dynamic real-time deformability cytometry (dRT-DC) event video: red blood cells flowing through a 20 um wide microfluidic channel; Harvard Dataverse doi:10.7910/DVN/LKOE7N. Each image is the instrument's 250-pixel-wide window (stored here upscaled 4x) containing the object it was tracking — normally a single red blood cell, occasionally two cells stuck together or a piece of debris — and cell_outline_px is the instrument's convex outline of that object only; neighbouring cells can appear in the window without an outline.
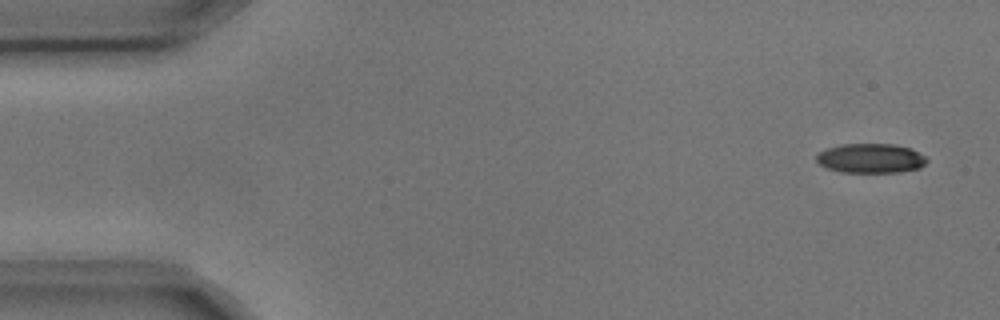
{"species": "common noctule bat (a hibernating species)", "species_latin": "Nyctalus noctula", "temperature_condition": "cold", "stored_images_in_passage": 5, "camera_frame_rate_fps": 3000, "um_per_image_px": 0.085, "animal": {"sex": "male", "body_mass_g": 17.9, "forearm_length_mm": 54.2}, "frame": {"image": 1, "passage_image": 1, "time_ms": 0.0, "image_size_px": [1000, 320], "cell_outline_px": [[928, 160], [920, 168], [900, 172], [840, 172], [828, 168], [820, 164], [816, 160], [816, 156], [820, 152], [828, 148], [844, 144], [892, 144], [912, 148], [928, 156]], "centroid_in_image_um": [74.07, 13.45], "position_along_channel_um": 10.9, "area_um2": 19.02}}
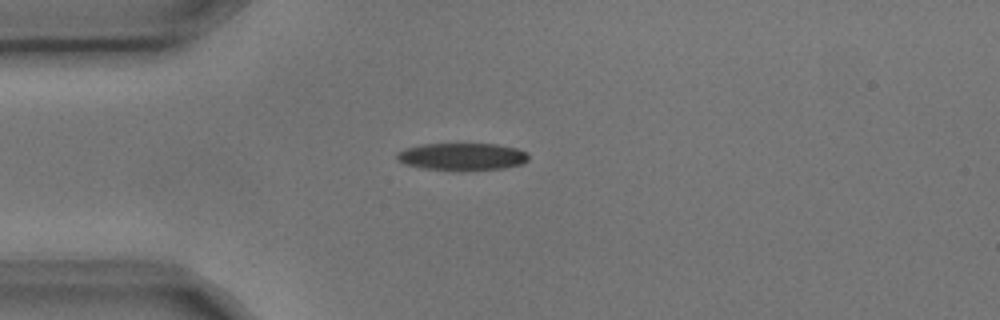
{"frame": {"image": 2, "passage_image": 4, "time_ms": 1.0, "image_size_px": [1000, 320], "cell_outline_px": [[528, 160], [524, 164], [504, 168], [460, 172], [424, 168], [404, 164], [396, 160], [396, 152], [404, 148], [420, 144], [496, 144], [516, 148], [528, 152]], "centroid_in_image_um": [39.26, 13.33], "position_along_channel_um": 45.7, "area_um2": 21.56}}